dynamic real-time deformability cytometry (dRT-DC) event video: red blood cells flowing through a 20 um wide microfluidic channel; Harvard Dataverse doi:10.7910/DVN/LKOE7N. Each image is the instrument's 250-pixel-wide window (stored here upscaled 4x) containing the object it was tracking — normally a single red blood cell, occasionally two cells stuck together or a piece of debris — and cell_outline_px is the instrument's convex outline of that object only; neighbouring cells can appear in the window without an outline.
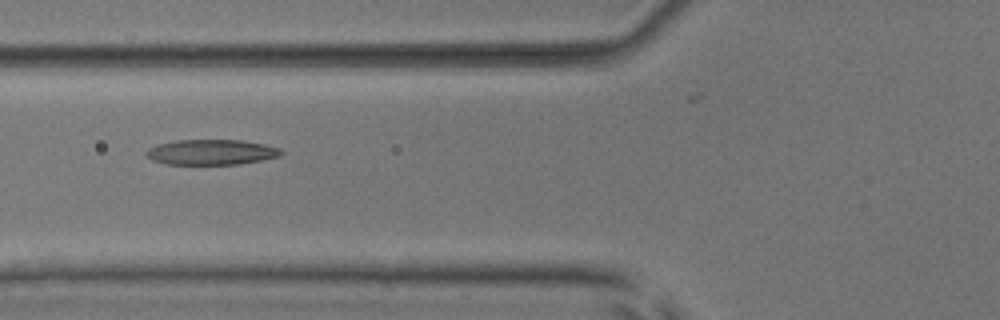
{"species": "common noctule bat (a hibernating species)", "species_latin": "Nyctalus noctula", "temperature_condition": "room temperature", "stored_images_in_passage": 6, "camera_frame_rate_fps": 3000, "um_per_image_px": 0.085, "animal": {"sex": "male", "body_mass_g": 17.9, "forearm_length_mm": 54.2}, "frame": {"image": 1, "passage_image": 2, "time_ms": 1.333, "image_size_px": [1000, 320], "cell_outline_px": [[284, 152], [280, 156], [240, 164], [164, 164], [152, 160], [144, 152], [148, 148], [156, 144], [176, 140], [244, 140], [264, 144], [280, 148]], "centroid_in_image_um": [17.95, 12.93], "position_along_channel_um": 107.9, "area_um2": 20.0}}
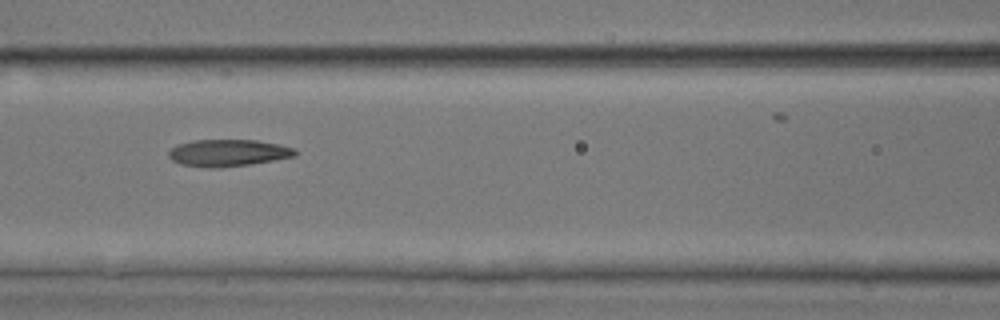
{"frame": {"image": 2, "passage_image": 3, "time_ms": 2.333, "image_size_px": [1000, 320], "cell_outline_px": [[300, 152], [296, 156], [252, 164], [220, 168], [208, 168], [180, 164], [172, 160], [168, 156], [168, 152], [176, 144], [192, 140], [256, 140], [296, 148]], "centroid_in_image_um": [19.39, 13.0], "position_along_channel_um": 147.2, "area_um2": 20.11}}